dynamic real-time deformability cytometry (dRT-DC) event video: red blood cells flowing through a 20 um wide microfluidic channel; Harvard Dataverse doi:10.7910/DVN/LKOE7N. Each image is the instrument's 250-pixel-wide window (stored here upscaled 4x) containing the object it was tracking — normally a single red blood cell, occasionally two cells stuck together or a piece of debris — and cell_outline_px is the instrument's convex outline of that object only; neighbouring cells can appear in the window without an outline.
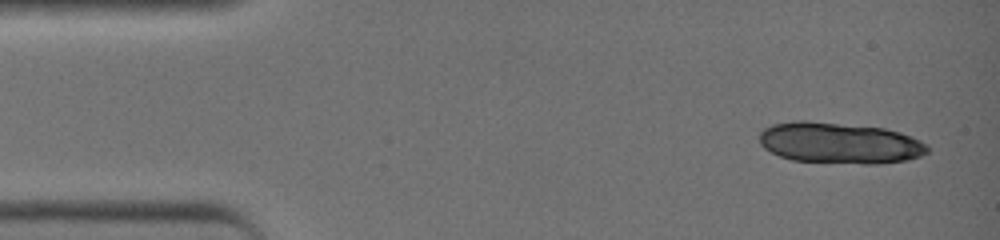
{"species": "common noctule bat (a hibernating species)", "species_latin": "Nyctalus noctula", "temperature_condition": "warm", "stored_images_in_passage": 12, "camera_frame_rate_fps": 3000, "um_per_image_px": 0.085, "animal": {"sex": "female", "body_mass_g": 19.0, "forearm_length_mm": 51.5}, "frame": {"image": 1, "passage_image": 2, "time_ms": 0.333, "image_size_px": [1000, 240], "cell_outline_px": [[928, 152], [920, 156], [904, 160], [792, 160], [780, 156], [764, 148], [760, 144], [760, 132], [776, 124], [836, 124], [884, 128], [908, 136], [924, 144], [928, 148]], "centroid_in_image_um": [71.33, 12.14], "position_along_channel_um": 13.7, "area_um2": 36.59}}